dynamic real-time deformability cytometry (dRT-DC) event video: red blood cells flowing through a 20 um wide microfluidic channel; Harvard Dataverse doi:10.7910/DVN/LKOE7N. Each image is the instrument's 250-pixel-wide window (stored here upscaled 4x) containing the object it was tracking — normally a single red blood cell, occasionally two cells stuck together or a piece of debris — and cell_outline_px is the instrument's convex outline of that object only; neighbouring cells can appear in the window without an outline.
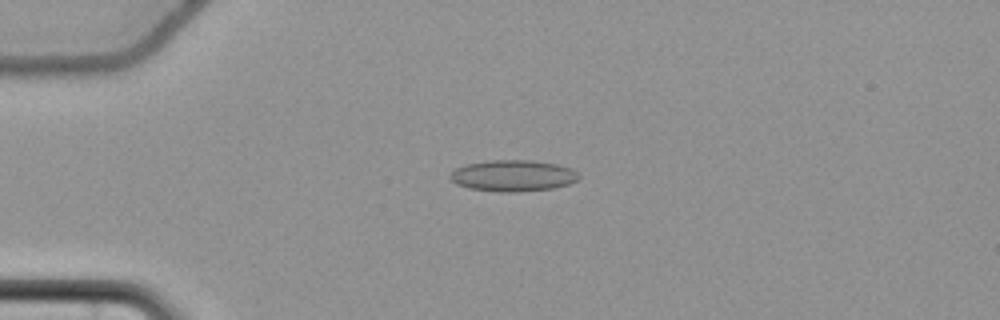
{"species": "common noctule bat (a hibernating species)", "species_latin": "Nyctalus noctula", "temperature_condition": "cold", "stored_images_in_passage": 58, "camera_frame_rate_fps": 3000, "um_per_image_px": 0.085, "animal": {"sex": "female", "body_mass_g": 22.7, "forearm_length_mm": 54.2}, "frame": {"image": 1, "passage_image": 16, "time_ms": 5.0, "image_size_px": [1000, 320], "cell_outline_px": [[580, 176], [576, 180], [568, 184], [552, 188], [520, 192], [500, 192], [468, 188], [456, 184], [448, 176], [456, 168], [464, 164], [488, 160], [532, 160], [556, 164], [572, 168]], "centroid_in_image_um": [43.58, 14.93], "position_along_channel_um": 41.4, "area_um2": 23.58}}
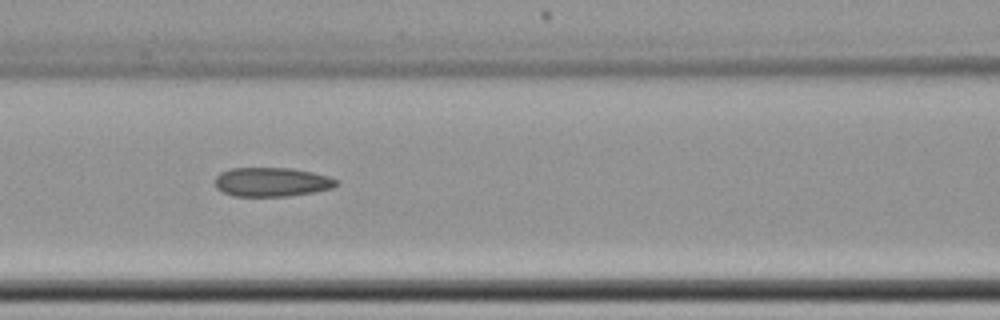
{"frame": {"image": 2, "passage_image": 27, "time_ms": 8.667, "image_size_px": [1000, 320], "cell_outline_px": [[340, 184], [332, 188], [312, 192], [288, 196], [232, 196], [216, 188], [216, 176], [220, 172], [228, 168], [292, 168], [312, 172], [328, 176], [336, 180]], "centroid_in_image_um": [23.08, 15.46], "position_along_channel_um": 143.5, "area_um2": 20.58}}
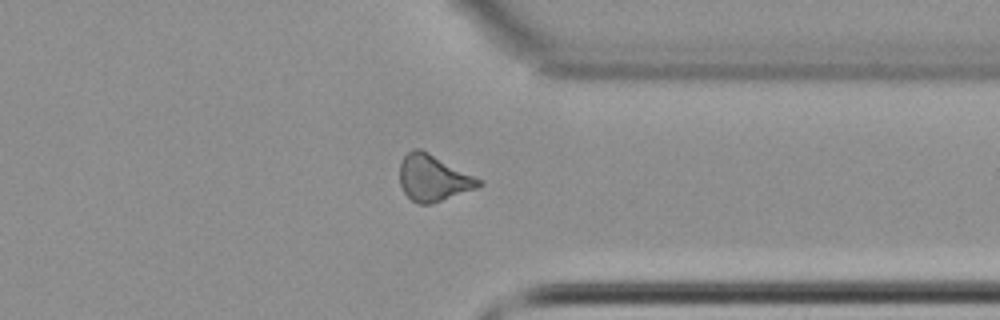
{"frame": {"image": 3, "passage_image": 46, "time_ms": 15.0, "image_size_px": [1000, 320], "cell_outline_px": [[484, 184], [476, 188], [432, 204], [420, 204], [412, 200], [404, 192], [400, 184], [400, 160], [412, 148], [420, 148], [484, 180]], "centroid_in_image_um": [36.84, 15.12], "position_along_channel_um": 374.6, "area_um2": 21.44}, "authors_computed_cell_mechanics": {"area_um2": 21.2126, "velocity_mm_per_s": 3.684, "shape_relaxation_time_tau1_ms": null, "shape_relaxation_time_tau2_ms": 11.0399, "deformation_change_tau1": null, "deformation_change_tau2": 0.1996}}